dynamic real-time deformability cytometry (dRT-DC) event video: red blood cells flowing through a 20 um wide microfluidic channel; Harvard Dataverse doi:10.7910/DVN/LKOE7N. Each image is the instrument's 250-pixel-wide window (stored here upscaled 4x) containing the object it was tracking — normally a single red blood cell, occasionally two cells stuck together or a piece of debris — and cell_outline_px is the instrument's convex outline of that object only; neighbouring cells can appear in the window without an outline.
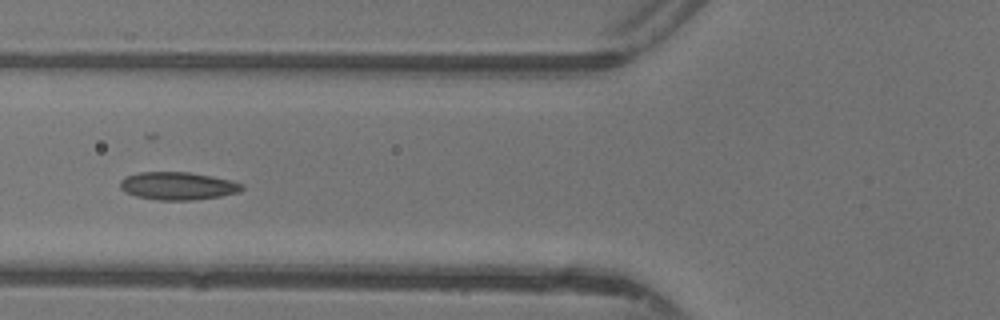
{"species": "common noctule bat (a hibernating species)", "species_latin": "Nyctalus noctula", "temperature_condition": "warm", "stored_images_in_passage": 37, "camera_frame_rate_fps": 3000, "um_per_image_px": 0.085, "animal": {"sex": "female"}, "frame": {"image": 1, "passage_image": 15, "time_ms": 4.667, "image_size_px": [1000, 320], "cell_outline_px": [[244, 188], [240, 192], [220, 196], [192, 200], [156, 200], [136, 196], [124, 192], [120, 188], [120, 180], [124, 176], [140, 172], [188, 172], [212, 176], [232, 180], [244, 184]], "centroid_in_image_um": [15.11, 15.8], "position_along_channel_um": 110.7, "area_um2": 19.94}}
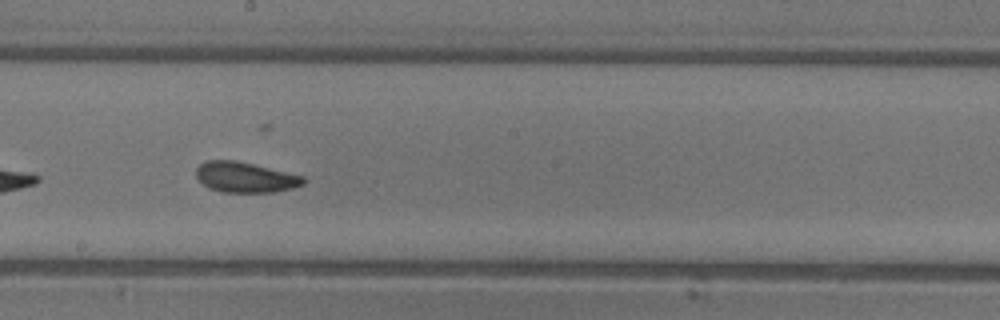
{"frame": {"image": 2, "passage_image": 23, "time_ms": 7.333, "image_size_px": [1000, 320], "cell_outline_px": [[308, 180], [304, 184], [292, 188], [272, 192], [220, 192], [208, 188], [196, 176], [196, 168], [200, 164], [208, 160], [236, 160], [304, 176]], "centroid_in_image_um": [20.85, 15.07], "position_along_channel_um": 227.3, "area_um2": 19.02}}
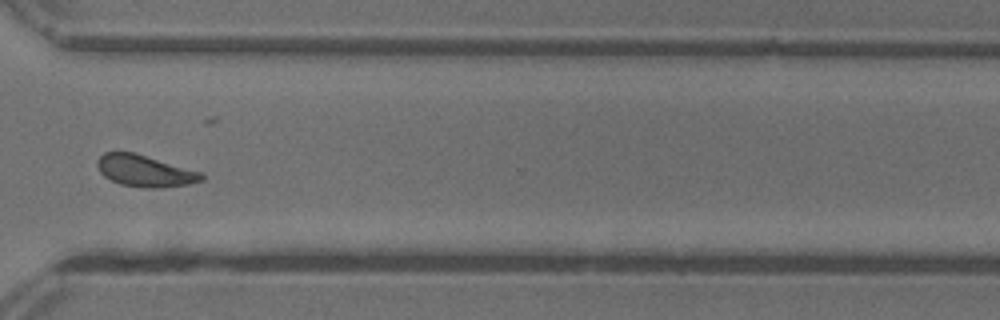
{"frame": {"image": 3, "passage_image": 32, "time_ms": 10.333, "image_size_px": [1000, 320], "cell_outline_px": [[204, 180], [188, 184], [160, 188], [144, 188], [120, 184], [104, 176], [100, 172], [96, 164], [96, 160], [104, 152], [136, 152], [204, 172]], "centroid_in_image_um": [12.35, 14.51], "position_along_channel_um": 358.3, "area_um2": 19.59}, "authors_computed_cell_mechanics": {"area_um2": 19.363, "velocity_mm_per_s": 4.3673, "shape_relaxation_time_tau1_ms": 3.2284, "shape_relaxation_time_tau2_ms": 1.4473, "deformation_change_tau1": 0.127, "deformation_change_tau2": 0.0762}}